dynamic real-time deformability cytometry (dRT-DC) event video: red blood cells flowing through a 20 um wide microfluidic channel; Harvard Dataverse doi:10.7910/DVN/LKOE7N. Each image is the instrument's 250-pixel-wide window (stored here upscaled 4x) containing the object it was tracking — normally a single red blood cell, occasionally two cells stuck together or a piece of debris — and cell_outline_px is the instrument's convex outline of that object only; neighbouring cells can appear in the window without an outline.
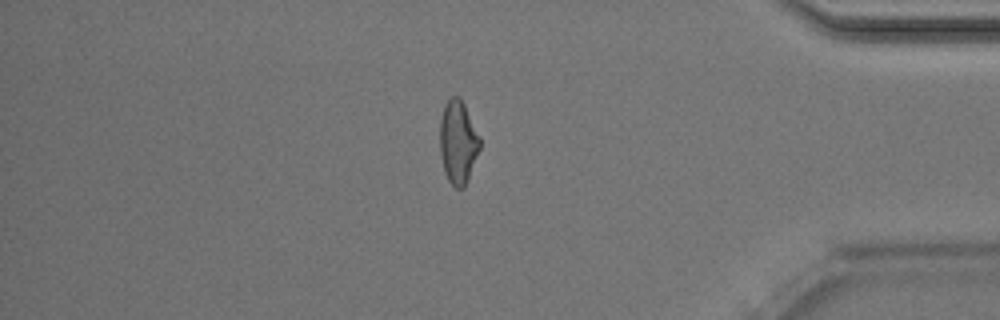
{"species": "Egyptian fruit bat (a non-hibernating species)", "species_latin": "Rousettus aegyptiacus", "temperature_condition": "room temperature", "stored_images_in_passage": 50, "camera_frame_rate_fps": 3000, "um_per_image_px": 0.085, "animal": {"sex": "male"}, "frame": {"image": 1, "passage_image": 43, "time_ms": 14.0, "image_size_px": [1000, 320], "cell_outline_px": [[480, 148], [464, 188], [456, 188], [448, 180], [444, 172], [440, 156], [440, 120], [444, 104], [452, 96], [460, 96], [480, 136]], "centroid_in_image_um": [38.92, 12.07], "position_along_channel_um": 396.3, "area_um2": 19.42}, "authors_computed_cell_mechanics": {"area_um2": 20.2878, "velocity_mm_per_s": 4.0494, "shape_relaxation_time_tau1_ms": 5.1169, "shape_relaxation_time_tau2_ms": 2.4531, "deformation_change_tau1": 0.1609, "deformation_change_tau2": 0.1134}}